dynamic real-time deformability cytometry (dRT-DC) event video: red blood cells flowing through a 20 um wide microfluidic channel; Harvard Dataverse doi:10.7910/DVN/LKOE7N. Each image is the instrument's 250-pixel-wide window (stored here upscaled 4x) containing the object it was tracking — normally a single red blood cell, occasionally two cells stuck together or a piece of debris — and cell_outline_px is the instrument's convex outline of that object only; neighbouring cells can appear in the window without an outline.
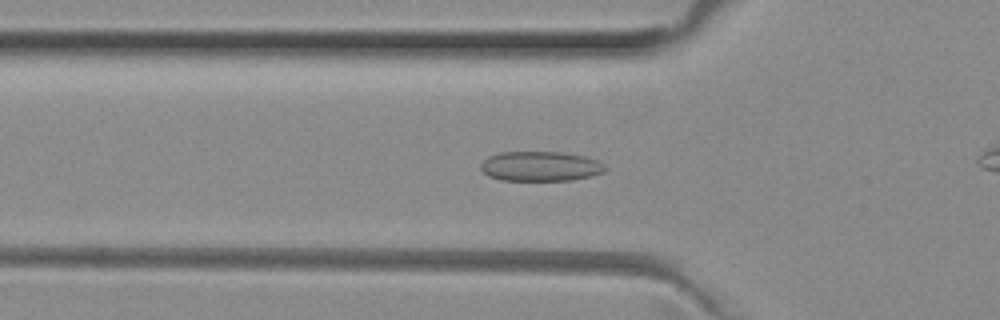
{"species": "common noctule bat (a hibernating species)", "species_latin": "Nyctalus noctula", "temperature_condition": "room temperature", "stored_images_in_passage": 41, "camera_frame_rate_fps": 3000, "um_per_image_px": 0.085, "animal": {"sex": "female", "body_mass_g": 29.2, "forearm_length_mm": 56.3}, "frame": {"image": 1, "passage_image": 16, "time_ms": 5.0, "image_size_px": [1000, 320], "cell_outline_px": [[608, 168], [604, 172], [592, 176], [572, 180], [500, 180], [488, 176], [480, 168], [480, 164], [488, 156], [500, 152], [560, 152], [584, 156], [600, 160]], "centroid_in_image_um": [45.96, 14.13], "position_along_channel_um": 79.8, "area_um2": 21.79}}
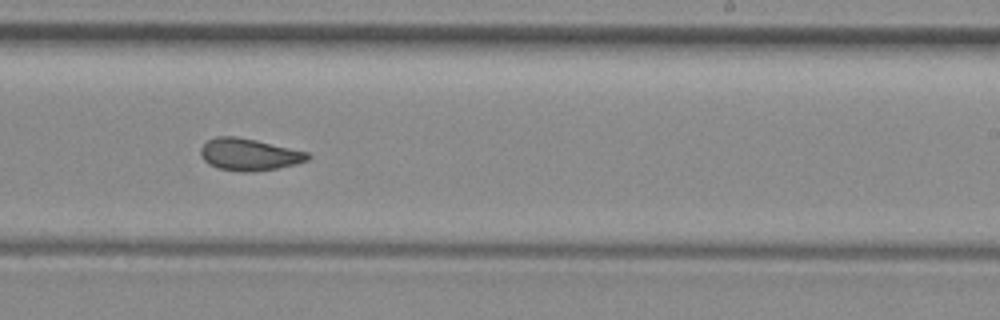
{"frame": {"image": 2, "passage_image": 30, "time_ms": 9.667, "image_size_px": [1000, 320], "cell_outline_px": [[312, 156], [308, 160], [296, 164], [256, 172], [240, 172], [216, 168], [208, 164], [200, 156], [200, 148], [208, 140], [216, 136], [236, 136], [256, 140], [308, 152]], "centroid_in_image_um": [21.15, 13.14], "position_along_channel_um": 267.8, "area_um2": 20.17}}
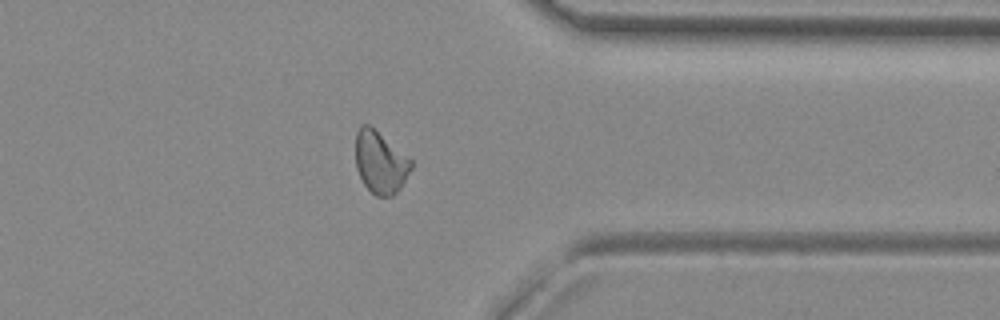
{"frame": {"image": 3, "passage_image": 39, "time_ms": 12.667, "image_size_px": [1000, 320], "cell_outline_px": [[412, 168], [400, 188], [392, 196], [376, 196], [364, 184], [356, 168], [356, 132], [364, 124], [368, 124], [412, 160]], "centroid_in_image_um": [32.33, 13.82], "position_along_channel_um": 379.1, "area_um2": 19.71}}